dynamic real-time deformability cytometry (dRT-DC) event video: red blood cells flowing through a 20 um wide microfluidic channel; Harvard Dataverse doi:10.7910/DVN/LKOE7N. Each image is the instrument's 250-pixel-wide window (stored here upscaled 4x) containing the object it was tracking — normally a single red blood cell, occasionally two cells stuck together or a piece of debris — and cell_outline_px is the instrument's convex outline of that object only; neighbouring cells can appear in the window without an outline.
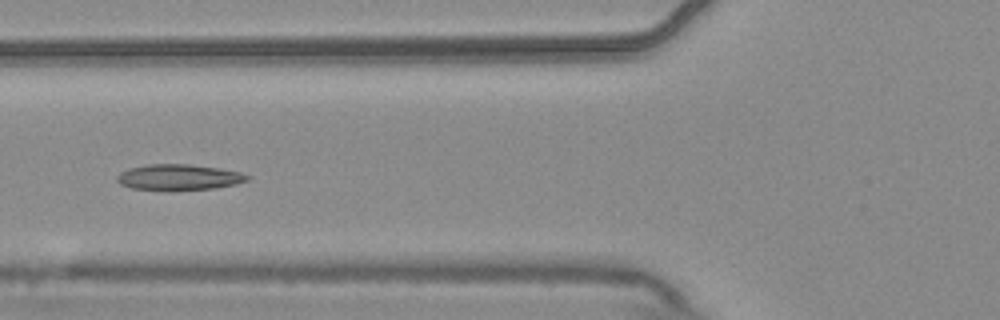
{"species": "common noctule bat (a hibernating species)", "species_latin": "Nyctalus noctula", "temperature_condition": "warm", "stored_images_in_passage": 10, "camera_frame_rate_fps": 3000, "um_per_image_px": 0.085, "animal": {"sex": "male", "body_mass_g": 20.4}, "frame": {"image": 1, "passage_image": 5, "time_ms": 1.333, "image_size_px": [1000, 320], "cell_outline_px": [[252, 176], [248, 180], [236, 184], [216, 188], [132, 188], [120, 184], [116, 180], [116, 176], [120, 172], [128, 168], [144, 164], [188, 164], [220, 168], [240, 172]], "centroid_in_image_um": [15.21, 15.02], "position_along_channel_um": 110.6, "area_um2": 19.07}}
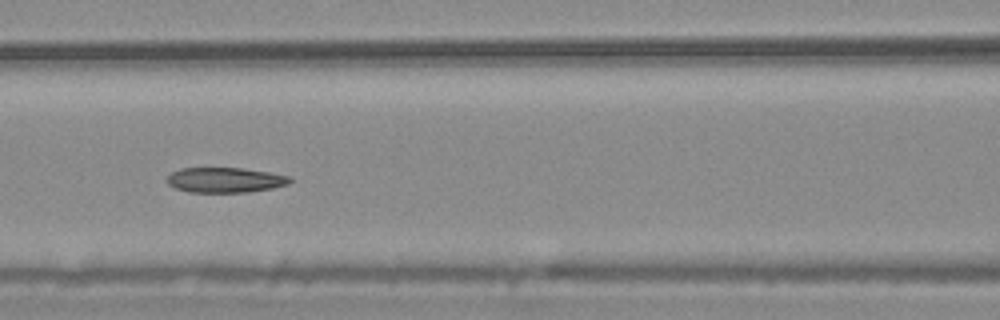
{"frame": {"image": 2, "passage_image": 6, "time_ms": 1.667, "image_size_px": [1000, 320], "cell_outline_px": [[292, 180], [288, 184], [272, 188], [248, 192], [188, 192], [176, 188], [168, 184], [164, 180], [172, 172], [180, 168], [244, 168], [292, 176]], "centroid_in_image_um": [19.13, 15.29], "position_along_channel_um": 147.5, "area_um2": 18.09}}
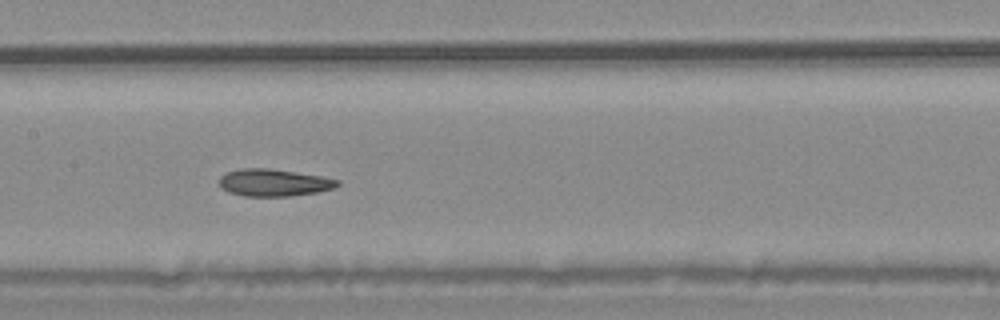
{"frame": {"image": 3, "passage_image": 7, "time_ms": 2.0, "image_size_px": [1000, 320], "cell_outline_px": [[340, 184], [332, 188], [316, 192], [292, 196], [244, 196], [228, 192], [220, 188], [220, 176], [228, 172], [240, 168], [268, 168], [320, 176], [340, 180]], "centroid_in_image_um": [23.24, 15.53], "position_along_channel_um": 184.2, "area_um2": 18.61}}